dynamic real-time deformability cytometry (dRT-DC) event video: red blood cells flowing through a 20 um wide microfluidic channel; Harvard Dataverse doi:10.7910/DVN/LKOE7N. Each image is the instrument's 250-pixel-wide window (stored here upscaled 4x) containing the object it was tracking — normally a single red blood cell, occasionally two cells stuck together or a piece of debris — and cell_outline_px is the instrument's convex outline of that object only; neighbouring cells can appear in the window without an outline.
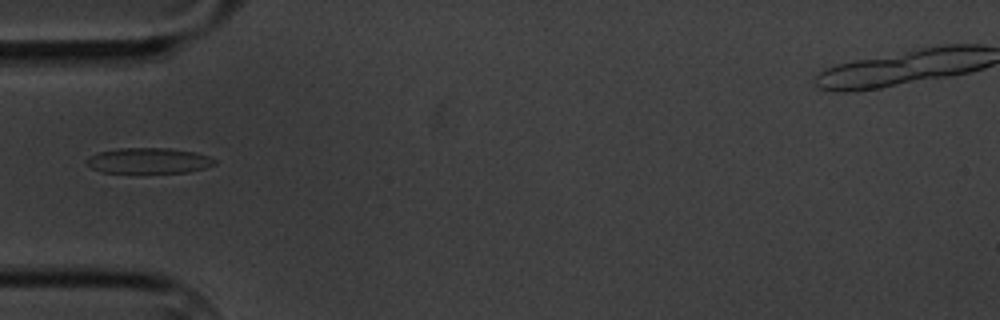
{"species": "common noctule bat (a hibernating species)", "species_latin": "Nyctalus noctula", "temperature_condition": "cold", "stored_images_in_passage": 8, "camera_frame_rate_fps": 3000, "um_per_image_px": 0.085, "animal": {"sex": "male", "body_mass_g": 20.1, "forearm_length_mm": 53.5}, "frame": {"image": 1, "passage_image": 2, "time_ms": 1.333, "image_size_px": [1000, 320], "cell_outline_px": [[216, 164], [204, 168], [188, 172], [100, 172], [92, 168], [88, 164], [88, 160], [92, 156], [100, 152], [116, 148], [168, 148], [196, 152], [208, 156], [216, 160]], "centroid_in_image_um": [12.69, 13.65], "position_along_channel_um": 72.3, "area_um2": 18.79}}
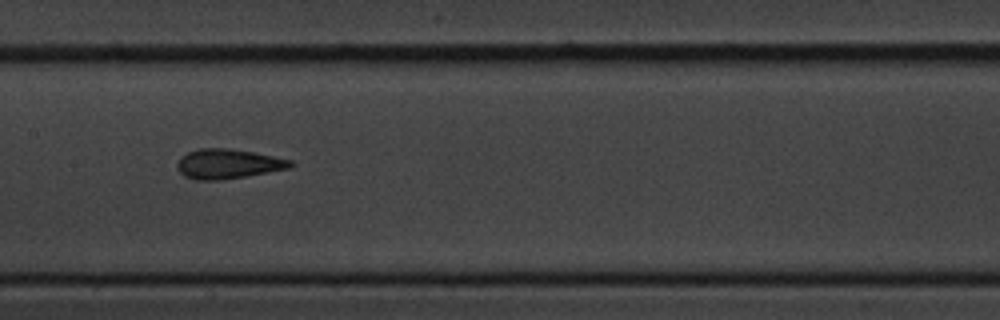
{"frame": {"image": 2, "passage_image": 5, "time_ms": 4.667, "image_size_px": [1000, 320], "cell_outline_px": [[296, 164], [292, 168], [220, 180], [196, 180], [184, 176], [176, 168], [176, 164], [180, 156], [188, 152], [200, 148], [228, 148], [252, 152], [292, 160]], "centroid_in_image_um": [19.37, 13.93], "position_along_channel_um": 188.0, "area_um2": 19.65}}
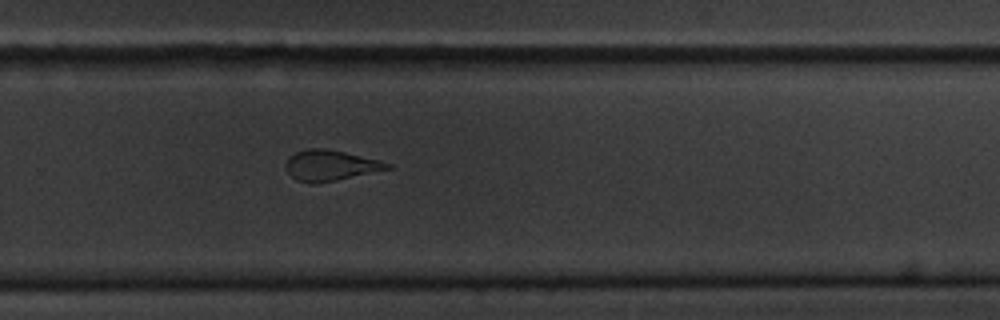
{"frame": {"image": 3, "passage_image": 8, "time_ms": 8.0, "image_size_px": [1000, 320], "cell_outline_px": [[392, 168], [336, 180], [316, 184], [296, 180], [284, 168], [284, 164], [288, 156], [296, 152], [308, 148], [324, 148], [344, 152], [380, 160], [392, 164]], "centroid_in_image_um": [28.04, 14.05], "position_along_channel_um": 301.8, "area_um2": 18.15}}